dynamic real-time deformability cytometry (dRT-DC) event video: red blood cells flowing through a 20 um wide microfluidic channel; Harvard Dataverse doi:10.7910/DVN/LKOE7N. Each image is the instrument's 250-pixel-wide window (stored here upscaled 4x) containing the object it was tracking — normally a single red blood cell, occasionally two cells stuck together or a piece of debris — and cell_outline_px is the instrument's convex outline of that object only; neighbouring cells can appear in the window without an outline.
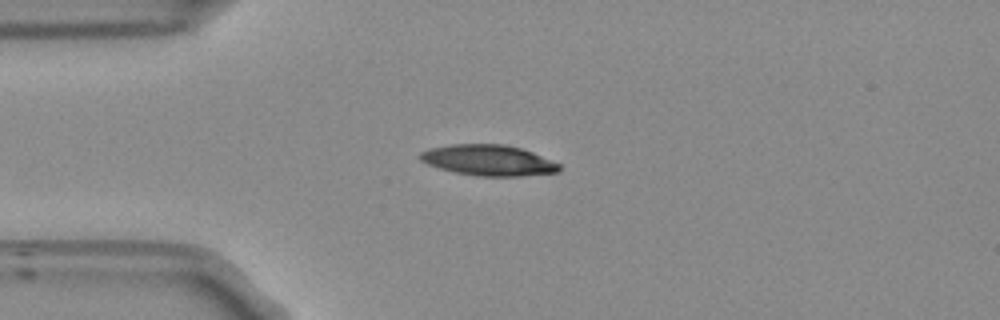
{"species": "Egyptian fruit bat (a non-hibernating species)", "species_latin": "Rousettus aegyptiacus", "temperature_condition": "room temperature", "stored_images_in_passage": 41, "camera_frame_rate_fps": 3000, "um_per_image_px": 0.085, "frame": {"image": 1, "passage_image": 1, "time_ms": 0.0, "image_size_px": [1000, 320], "cell_outline_px": [[560, 172], [520, 176], [476, 176], [456, 172], [440, 168], [428, 164], [420, 160], [416, 156], [420, 152], [428, 148], [452, 144], [504, 144], [520, 148], [532, 152], [560, 164]], "centroid_in_image_um": [41.49, 13.62], "position_along_channel_um": 43.5, "area_um2": 24.97}}
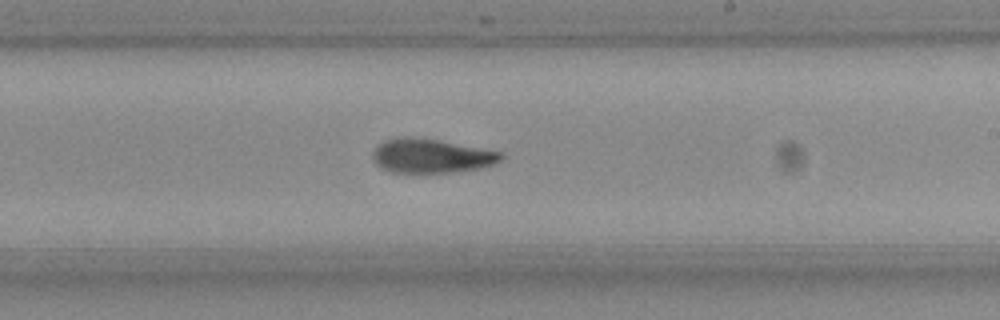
{"frame": {"image": 2, "passage_image": 19, "time_ms": 6.0, "image_size_px": [1000, 320], "cell_outline_px": [[504, 156], [500, 160], [492, 164], [480, 168], [448, 172], [392, 172], [376, 164], [372, 156], [372, 152], [384, 140], [400, 136], [416, 136], [504, 152]], "centroid_in_image_um": [36.65, 13.23], "position_along_channel_um": 252.3, "area_um2": 25.37}}
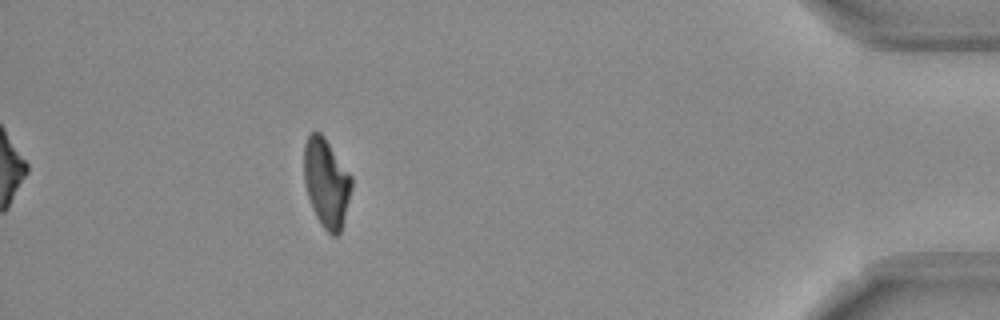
{"frame": {"image": 3, "passage_image": 36, "time_ms": 11.667, "image_size_px": [1000, 320], "cell_outline_px": [[352, 188], [340, 232], [336, 236], [332, 236], [320, 224], [312, 208], [308, 196], [304, 180], [304, 144], [308, 136], [312, 132], [320, 132], [324, 136], [352, 176]], "centroid_in_image_um": [27.74, 15.53], "position_along_channel_um": 407.5, "area_um2": 24.51}, "authors_computed_cell_mechanics": {"area_um2": 25.5476, "velocity_mm_per_s": 3.7613, "shape_relaxation_time_tau1_ms": 8.3814, "shape_relaxation_time_tau2_ms": 3.3022, "deformation_change_tau1": 0.2202, "deformation_change_tau2": 0.0995}}